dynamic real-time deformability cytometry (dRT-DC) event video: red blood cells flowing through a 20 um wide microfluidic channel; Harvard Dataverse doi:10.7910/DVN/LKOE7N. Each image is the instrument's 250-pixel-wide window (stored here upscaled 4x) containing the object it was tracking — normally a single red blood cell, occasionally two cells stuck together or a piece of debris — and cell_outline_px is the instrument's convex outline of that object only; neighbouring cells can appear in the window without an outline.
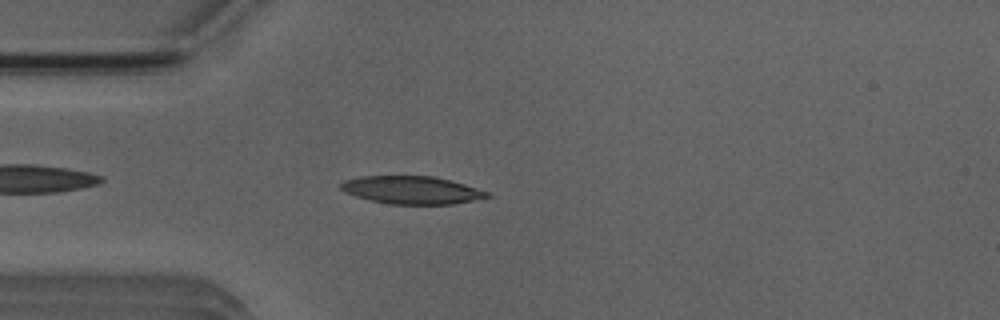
{"species": "Egyptian fruit bat (a non-hibernating species)", "species_latin": "Rousettus aegyptiacus", "temperature_condition": "room temperature", "stored_images_in_passage": 4, "camera_frame_rate_fps": 3000, "um_per_image_px": 0.085, "animal": {"sex": "male"}, "frame": {"image": 1, "passage_image": 4, "time_ms": 3.667, "image_size_px": [1000, 320], "cell_outline_px": [[492, 196], [452, 204], [388, 204], [356, 196], [344, 192], [340, 188], [340, 184], [344, 180], [360, 176], [432, 176], [464, 184], [488, 192]], "centroid_in_image_um": [34.96, 16.15], "position_along_channel_um": 50.0, "area_um2": 23.47}}